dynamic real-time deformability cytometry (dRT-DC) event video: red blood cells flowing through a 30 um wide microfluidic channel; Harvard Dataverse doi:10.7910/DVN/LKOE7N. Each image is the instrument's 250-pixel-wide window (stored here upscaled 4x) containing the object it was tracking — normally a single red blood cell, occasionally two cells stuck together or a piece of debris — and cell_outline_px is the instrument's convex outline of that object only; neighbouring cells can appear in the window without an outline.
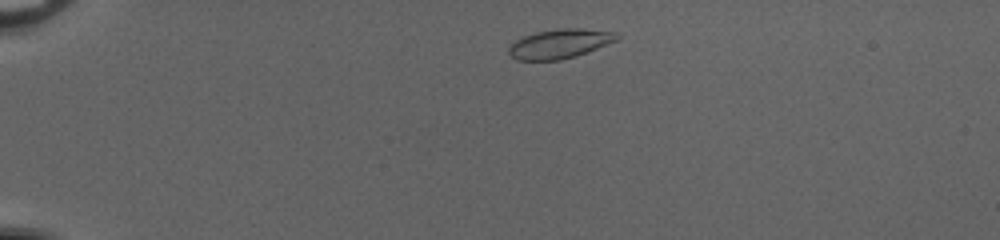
{"species": "common noctule bat (a hibernating species)", "species_latin": "Nyctalus noctula", "temperature_condition": "cold", "stored_images_in_passage": 43, "camera_frame_rate_fps": 3000, "um_per_image_px": 0.085, "animal": {"sex": "female", "body_mass_g": 20.0, "forearm_length_mm": 54.0}, "frame": {"image": 1, "passage_image": 3, "time_ms": 0.667, "image_size_px": [1000, 240], "cell_outline_px": [[620, 36], [616, 40], [576, 56], [560, 60], [516, 60], [508, 52], [508, 48], [516, 40], [524, 36], [536, 32], [560, 28], [580, 28], [616, 32]], "centroid_in_image_um": [47.56, 3.71], "position_along_channel_um": 37.4, "area_um2": 18.26}}
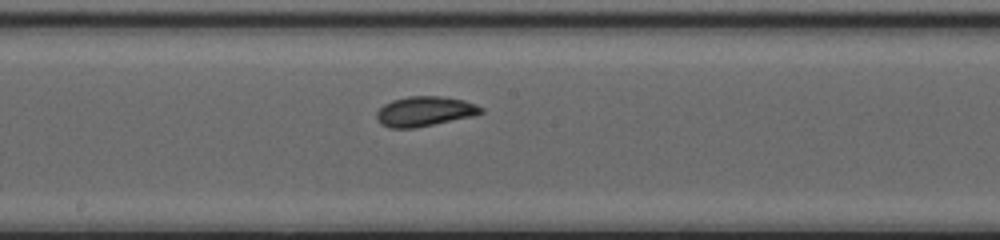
{"frame": {"image": 2, "passage_image": 21, "time_ms": 6.667, "image_size_px": [1000, 240], "cell_outline_px": [[484, 112], [472, 116], [416, 128], [388, 128], [380, 124], [376, 116], [376, 112], [384, 104], [392, 100], [408, 96], [440, 96], [464, 100], [476, 104], [484, 108]], "centroid_in_image_um": [36.09, 9.47], "position_along_channel_um": 212.1, "area_um2": 18.26}}
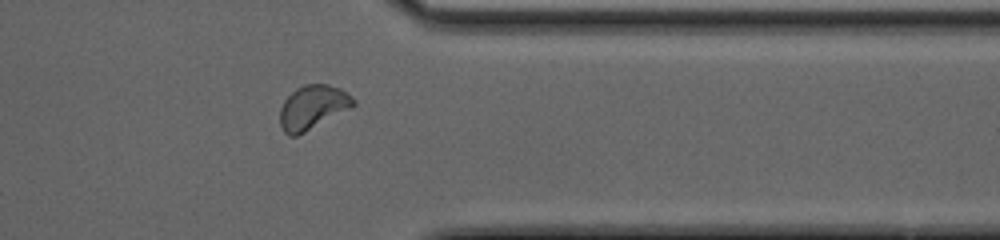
{"frame": {"image": 3, "passage_image": 34, "time_ms": 11.0, "image_size_px": [1000, 240], "cell_outline_px": [[356, 104], [352, 108], [296, 136], [288, 136], [284, 132], [280, 124], [280, 108], [284, 100], [296, 88], [304, 84], [328, 84], [340, 88], [352, 96], [356, 100]], "centroid_in_image_um": [26.59, 9.11], "position_along_channel_um": 384.8, "area_um2": 18.9}, "authors_computed_cell_mechanics": {"area_um2": 18.0914, "velocity_mm_per_s": 4.061, "shape_relaxation_time_tau1_ms": 3.1559, "shape_relaxation_time_tau2_ms": 1.0694, "deformation_change_tau1": 0.1124, "deformation_change_tau2": 0.0559}}